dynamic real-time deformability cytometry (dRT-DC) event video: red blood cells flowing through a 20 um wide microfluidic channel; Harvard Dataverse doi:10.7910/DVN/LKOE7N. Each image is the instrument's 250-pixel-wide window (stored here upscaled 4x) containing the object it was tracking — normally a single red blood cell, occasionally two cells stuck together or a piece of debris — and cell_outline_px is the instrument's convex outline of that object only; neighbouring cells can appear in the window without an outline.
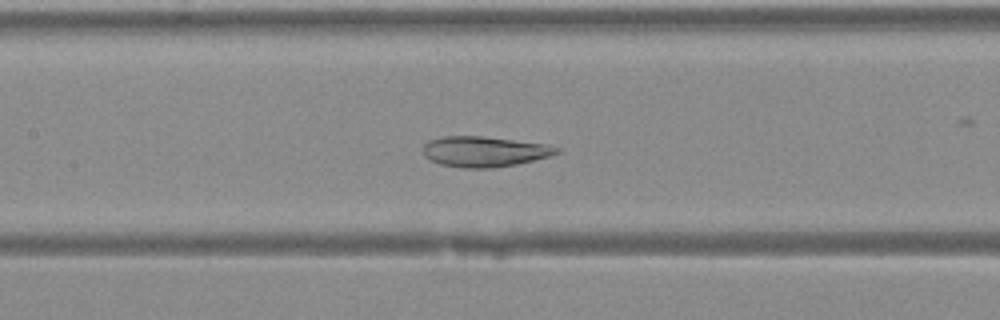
{"species": "Egyptian fruit bat (a non-hibernating species)", "species_latin": "Rousettus aegyptiacus", "temperature_condition": "warm", "stored_images_in_passage": 40, "camera_frame_rate_fps": 3000, "um_per_image_px": 0.085, "animal": {"sex": "female"}, "frame": {"image": 1, "passage_image": 18, "time_ms": 5.667, "image_size_px": [1000, 320], "cell_outline_px": [[560, 152], [548, 156], [516, 164], [492, 168], [464, 168], [440, 164], [424, 156], [424, 144], [428, 140], [444, 136], [484, 136], [548, 144], [560, 148]], "centroid_in_image_um": [41.17, 12.87], "position_along_channel_um": 166.2, "area_um2": 23.64}}
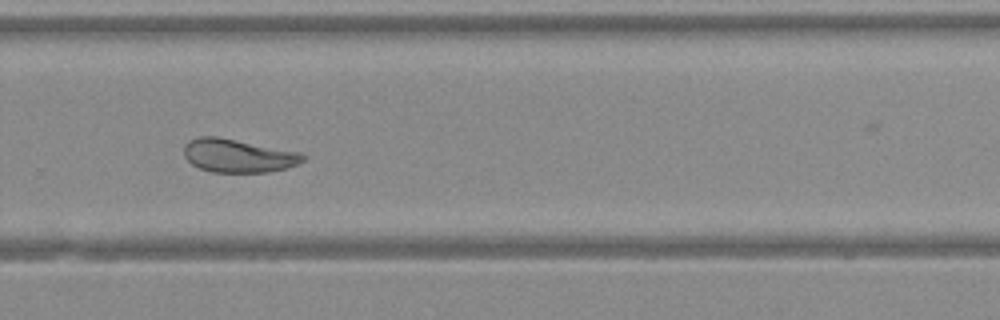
{"frame": {"image": 2, "passage_image": 27, "time_ms": 8.667, "image_size_px": [1000, 320], "cell_outline_px": [[308, 156], [304, 160], [288, 168], [268, 172], [212, 172], [200, 168], [192, 164], [184, 156], [184, 144], [188, 140], [200, 136], [216, 136], [300, 152]], "centroid_in_image_um": [20.24, 13.23], "position_along_channel_um": 309.6, "area_um2": 23.18}}
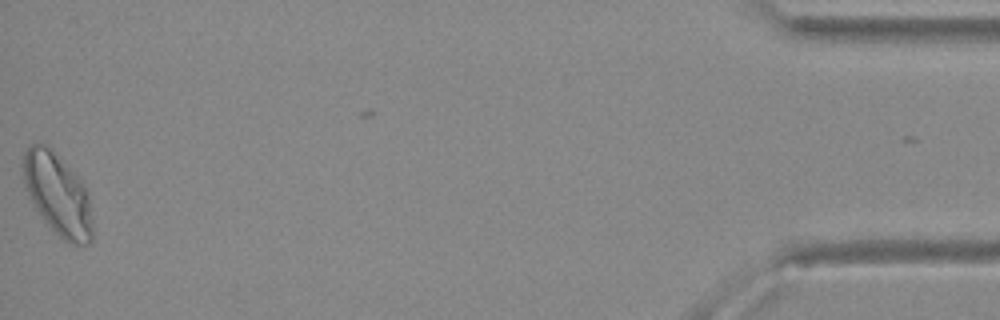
{"frame": {"image": 3, "passage_image": 40, "time_ms": 13.0, "image_size_px": [1000, 320], "cell_outline_px": [[92, 240], [88, 244], [68, 244], [40, 216], [24, 184], [20, 164], [24, 152], [32, 144], [40, 140], [48, 144], [56, 152], [84, 184], [88, 192], [92, 224]], "centroid_in_image_um": [4.88, 16.45], "position_along_channel_um": 430.3, "area_um2": 33.41}}